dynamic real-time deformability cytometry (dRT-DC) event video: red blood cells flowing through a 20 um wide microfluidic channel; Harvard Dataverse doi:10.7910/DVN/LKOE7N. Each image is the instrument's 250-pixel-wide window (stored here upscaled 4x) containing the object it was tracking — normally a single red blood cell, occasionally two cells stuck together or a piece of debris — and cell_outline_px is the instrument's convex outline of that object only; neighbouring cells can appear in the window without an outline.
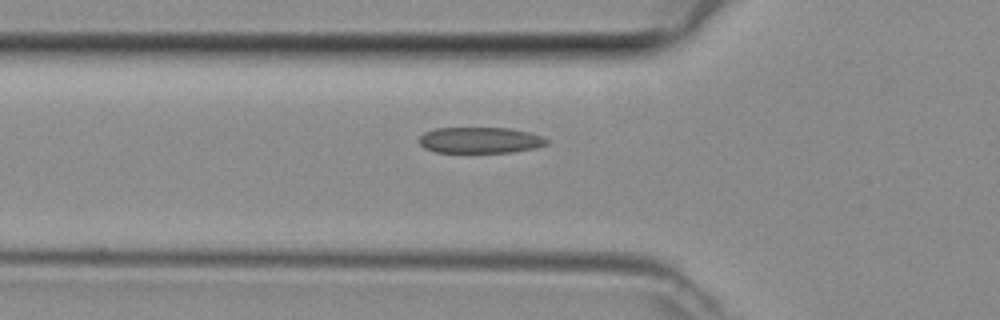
{"species": "common noctule bat (a hibernating species)", "species_latin": "Nyctalus noctula", "temperature_condition": "room temperature", "stored_images_in_passage": 5, "camera_frame_rate_fps": 3000, "um_per_image_px": 0.085, "animal": {"sex": "female", "body_mass_g": 29.2, "forearm_length_mm": 56.3}, "frame": {"image": 1, "passage_image": 5, "time_ms": 1.333, "image_size_px": [1000, 320], "cell_outline_px": [[548, 144], [536, 148], [512, 152], [436, 152], [424, 148], [420, 144], [420, 136], [424, 132], [436, 128], [508, 128], [528, 132], [540, 136], [548, 140]], "centroid_in_image_um": [40.8, 11.91], "position_along_channel_um": 85.0, "area_um2": 19.25}}